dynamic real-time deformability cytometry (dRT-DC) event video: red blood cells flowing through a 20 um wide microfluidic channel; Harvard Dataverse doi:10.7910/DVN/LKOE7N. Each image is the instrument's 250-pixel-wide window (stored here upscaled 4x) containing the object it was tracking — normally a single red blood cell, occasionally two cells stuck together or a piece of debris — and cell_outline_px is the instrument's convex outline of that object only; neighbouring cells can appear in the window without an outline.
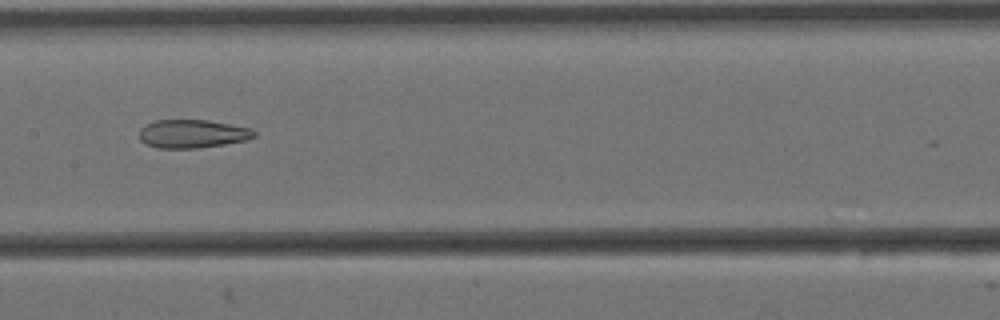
{"species": "Egyptian fruit bat (a non-hibernating species)", "species_latin": "Rousettus aegyptiacus", "temperature_condition": "cold", "stored_images_in_passage": 10, "camera_frame_rate_fps": 3000, "um_per_image_px": 0.085, "animal": {"sex": "female"}, "frame": {"image": 1, "passage_image": 7, "time_ms": 2.0, "image_size_px": [1000, 320], "cell_outline_px": [[256, 136], [244, 140], [224, 144], [200, 148], [156, 148], [140, 140], [140, 128], [144, 124], [156, 120], [208, 120], [252, 128], [256, 132]], "centroid_in_image_um": [16.35, 11.36], "position_along_channel_um": 191.0, "area_um2": 19.02}}